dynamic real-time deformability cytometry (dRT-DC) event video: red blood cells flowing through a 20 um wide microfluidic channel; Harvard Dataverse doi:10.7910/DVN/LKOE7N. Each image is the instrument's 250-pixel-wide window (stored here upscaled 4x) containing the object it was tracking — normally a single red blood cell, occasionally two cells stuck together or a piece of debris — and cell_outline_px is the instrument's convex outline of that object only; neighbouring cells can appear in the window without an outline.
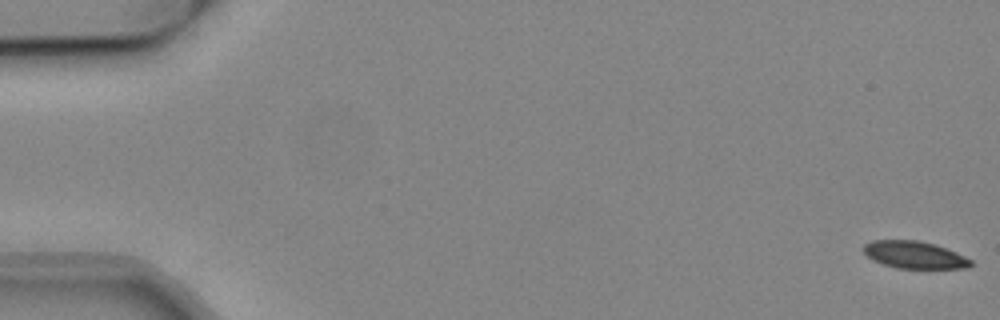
{"species": "common noctule bat (a hibernating species)", "species_latin": "Nyctalus noctula", "temperature_condition": "cold", "stored_images_in_passage": 3, "camera_frame_rate_fps": 3000, "um_per_image_px": 0.085, "animal": {"sex": "male", "body_mass_g": 19.2, "forearm_length_mm": 51.8}, "frame": {"image": 1, "passage_image": 1, "time_ms": 0.0, "image_size_px": [1000, 320], "cell_outline_px": [[972, 264], [968, 268], [896, 268], [872, 260], [864, 252], [864, 244], [872, 240], [920, 240], [936, 244], [956, 252], [972, 260]], "centroid_in_image_um": [77.73, 21.65], "position_along_channel_um": 7.3, "area_um2": 17.05}}